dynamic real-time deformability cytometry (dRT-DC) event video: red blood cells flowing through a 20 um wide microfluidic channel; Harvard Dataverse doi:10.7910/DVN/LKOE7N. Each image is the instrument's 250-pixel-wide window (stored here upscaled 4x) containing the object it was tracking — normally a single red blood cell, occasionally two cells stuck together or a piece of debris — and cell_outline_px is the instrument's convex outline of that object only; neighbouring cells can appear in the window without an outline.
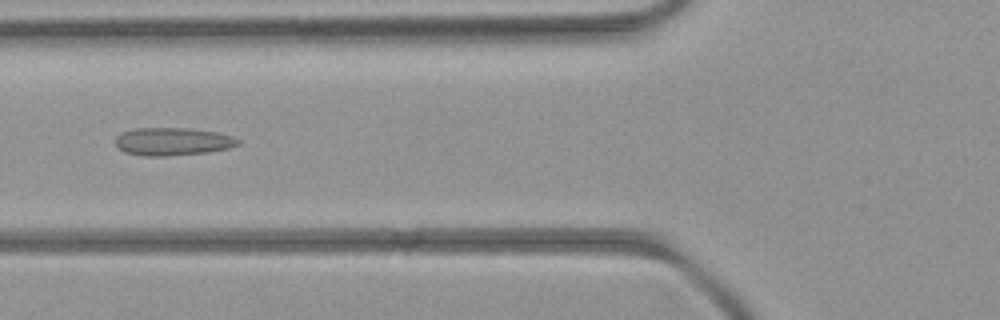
{"species": "common noctule bat (a hibernating species)", "species_latin": "Nyctalus noctula", "temperature_condition": "room temperature", "stored_images_in_passage": 3, "camera_frame_rate_fps": 3000, "um_per_image_px": 0.085, "animal": {"sex": "female", "body_mass_g": 21.9}, "frame": {"image": 1, "passage_image": 3, "time_ms": 2.333, "image_size_px": [1000, 320], "cell_outline_px": [[240, 144], [228, 148], [208, 152], [168, 156], [144, 156], [124, 152], [116, 148], [116, 136], [124, 132], [136, 128], [188, 128], [216, 132], [232, 136], [240, 140]], "centroid_in_image_um": [14.67, 12.04], "position_along_channel_um": 111.1, "area_um2": 19.94}}